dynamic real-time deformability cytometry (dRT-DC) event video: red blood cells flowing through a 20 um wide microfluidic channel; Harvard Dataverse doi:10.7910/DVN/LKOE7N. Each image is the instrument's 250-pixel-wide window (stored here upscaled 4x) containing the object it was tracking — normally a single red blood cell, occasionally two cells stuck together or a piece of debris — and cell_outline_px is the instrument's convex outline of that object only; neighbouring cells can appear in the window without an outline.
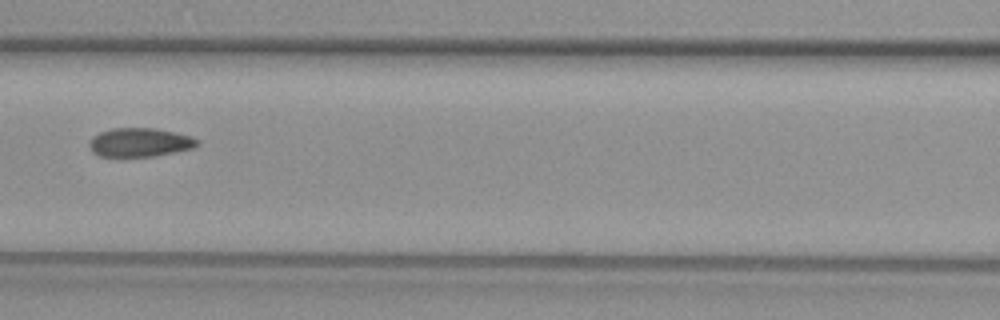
{"species": "common noctule bat (a hibernating species)", "species_latin": "Nyctalus noctula", "temperature_condition": "warm", "stored_images_in_passage": 7, "camera_frame_rate_fps": 3000, "um_per_image_px": 0.085, "animal": {"sex": "female", "body_mass_g": 29.2, "forearm_length_mm": 56.3}, "frame": {"image": 1, "passage_image": 6, "time_ms": 6.0, "image_size_px": [1000, 320], "cell_outline_px": [[200, 144], [196, 148], [152, 156], [100, 156], [92, 152], [88, 144], [92, 136], [100, 132], [112, 128], [152, 128], [176, 132], [192, 136], [200, 140]], "centroid_in_image_um": [11.92, 12.09], "position_along_channel_um": 154.7, "area_um2": 18.26}}
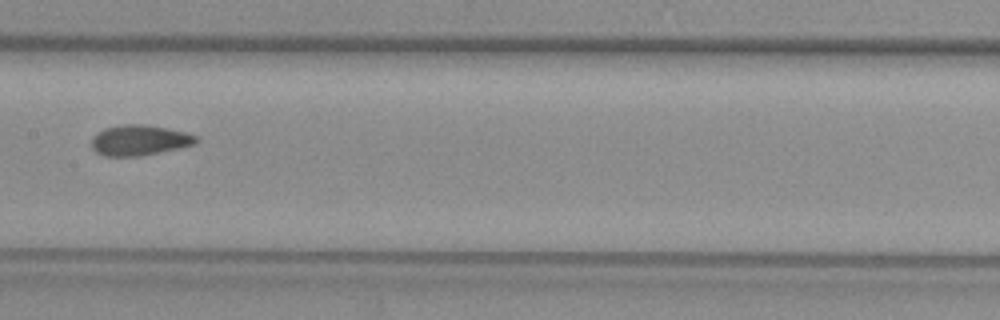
{"frame": {"image": 2, "passage_image": 7, "time_ms": 7.0, "image_size_px": [1000, 320], "cell_outline_px": [[200, 140], [192, 144], [176, 148], [140, 156], [104, 156], [96, 152], [92, 148], [92, 136], [96, 132], [104, 128], [124, 124], [144, 124], [184, 132], [196, 136]], "centroid_in_image_um": [11.78, 11.91], "position_along_channel_um": 195.6, "area_um2": 18.32}}